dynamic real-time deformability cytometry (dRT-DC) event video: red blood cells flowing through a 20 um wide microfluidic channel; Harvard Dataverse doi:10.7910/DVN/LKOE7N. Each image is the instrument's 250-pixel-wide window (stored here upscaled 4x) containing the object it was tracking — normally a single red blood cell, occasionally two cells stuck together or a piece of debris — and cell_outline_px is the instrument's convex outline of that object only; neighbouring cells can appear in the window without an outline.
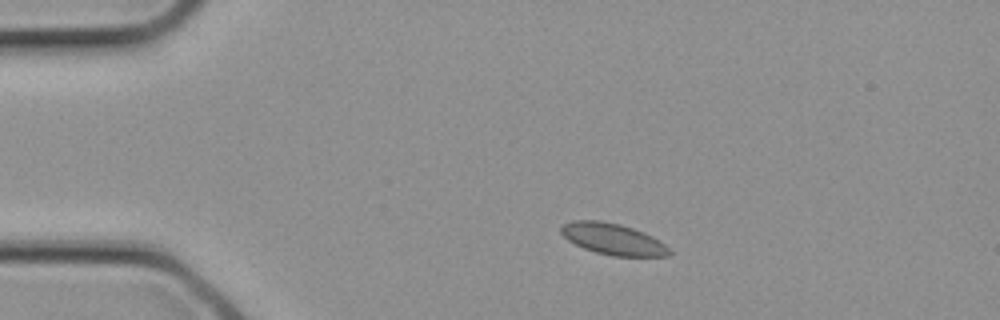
{"species": "common noctule bat (a hibernating species)", "species_latin": "Nyctalus noctula", "temperature_condition": "cold", "stored_images_in_passage": 3, "camera_frame_rate_fps": 3000, "um_per_image_px": 0.085, "animal": {"sex": "female", "body_mass_g": 21.9}, "frame": {"image": 1, "passage_image": 2, "time_ms": 0.333, "image_size_px": [1000, 320], "cell_outline_px": [[672, 252], [668, 256], [612, 256], [596, 252], [584, 248], [568, 240], [560, 232], [560, 228], [564, 224], [572, 220], [600, 220], [620, 224], [644, 232], [652, 236], [664, 244]], "centroid_in_image_um": [52.09, 20.31], "position_along_channel_um": 32.9, "area_um2": 19.65}}